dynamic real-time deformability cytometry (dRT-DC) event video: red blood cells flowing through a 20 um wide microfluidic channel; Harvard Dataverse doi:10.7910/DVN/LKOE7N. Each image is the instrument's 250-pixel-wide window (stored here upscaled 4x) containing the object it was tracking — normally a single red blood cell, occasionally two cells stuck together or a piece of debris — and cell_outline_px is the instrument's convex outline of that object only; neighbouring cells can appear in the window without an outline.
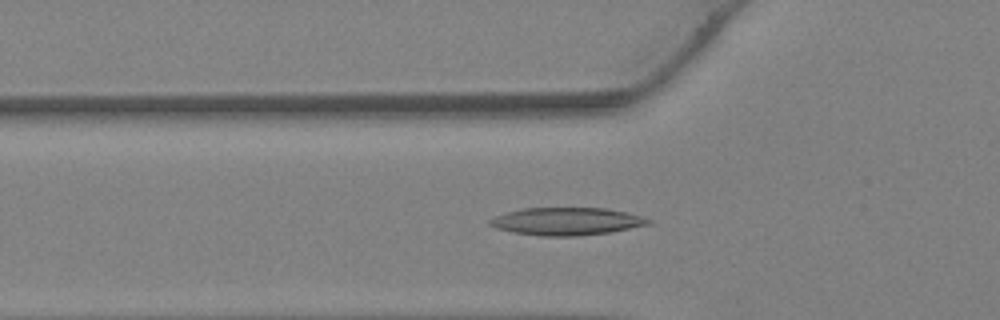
{"species": "Egyptian fruit bat (a non-hibernating species)", "species_latin": "Rousettus aegyptiacus", "temperature_condition": "warm", "stored_images_in_passage": 38, "camera_frame_rate_fps": 3000, "um_per_image_px": 0.085, "animal": {"sex": "female"}, "frame": {"image": 1, "passage_image": 13, "time_ms": 4.0, "image_size_px": [1000, 320], "cell_outline_px": [[652, 224], [608, 232], [572, 236], [540, 236], [512, 232], [496, 228], [488, 224], [488, 220], [496, 216], [508, 212], [524, 208], [604, 208], [628, 212], [652, 220]], "centroid_in_image_um": [48.16, 18.81], "position_along_channel_um": 77.6, "area_um2": 25.37}}
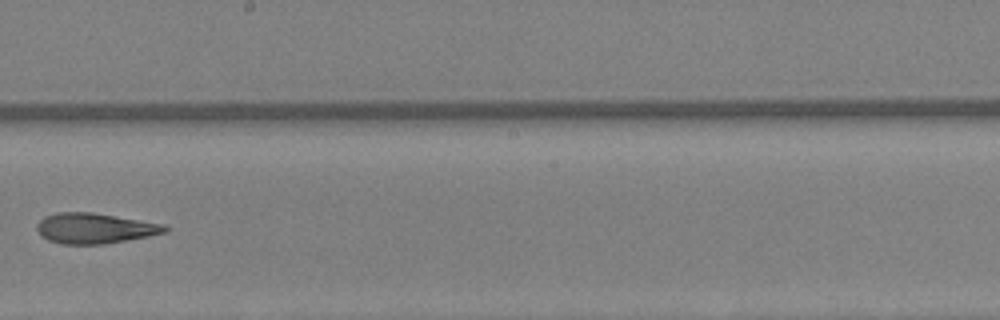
{"frame": {"image": 2, "passage_image": 22, "time_ms": 7.0, "image_size_px": [1000, 320], "cell_outline_px": [[172, 228], [168, 232], [148, 236], [104, 244], [60, 244], [48, 240], [40, 236], [36, 228], [36, 224], [44, 216], [56, 212], [92, 212], [164, 224]], "centroid_in_image_um": [8.04, 19.4], "position_along_channel_um": 240.2, "area_um2": 22.89}}
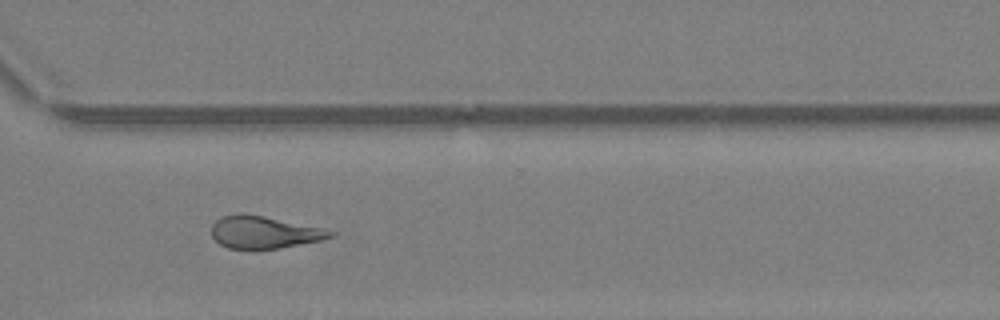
{"frame": {"image": 3, "passage_image": 28, "time_ms": 9.0, "image_size_px": [1000, 320], "cell_outline_px": [[336, 236], [320, 240], [280, 248], [252, 252], [228, 248], [220, 244], [212, 236], [212, 224], [220, 216], [240, 212], [244, 212], [324, 228], [336, 232]], "centroid_in_image_um": [22.42, 19.76], "position_along_channel_um": 348.2, "area_um2": 23.18}}